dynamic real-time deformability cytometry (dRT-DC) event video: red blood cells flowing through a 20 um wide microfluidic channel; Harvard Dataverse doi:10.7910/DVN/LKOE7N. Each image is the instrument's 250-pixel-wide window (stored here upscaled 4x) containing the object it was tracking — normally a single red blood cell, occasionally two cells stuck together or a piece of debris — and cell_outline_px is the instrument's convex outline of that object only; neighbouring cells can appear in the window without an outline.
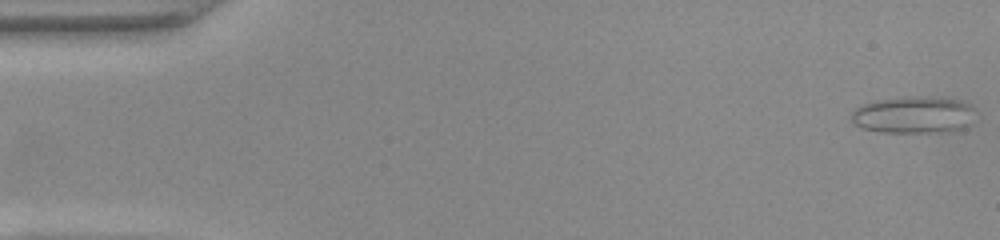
{"species": "common noctule bat (a hibernating species)", "species_latin": "Nyctalus noctula", "temperature_condition": "warm", "stored_images_in_passage": 52, "camera_frame_rate_fps": 3000, "um_per_image_px": 0.085, "animal": {"sex": "female", "body_mass_g": 22.0, "forearm_length_mm": 56.7}, "frame": {"image": 1, "passage_image": 1, "time_ms": 0.0, "image_size_px": [1000, 240], "cell_outline_px": [[976, 108], [972, 124], [964, 128], [940, 132], [880, 132], [864, 128], [852, 124], [852, 112], [856, 108], [864, 104], [876, 100], [904, 96], [932, 96], [960, 100], [972, 104]], "centroid_in_image_um": [77.72, 9.75], "position_along_channel_um": 7.3, "area_um2": 27.22}}
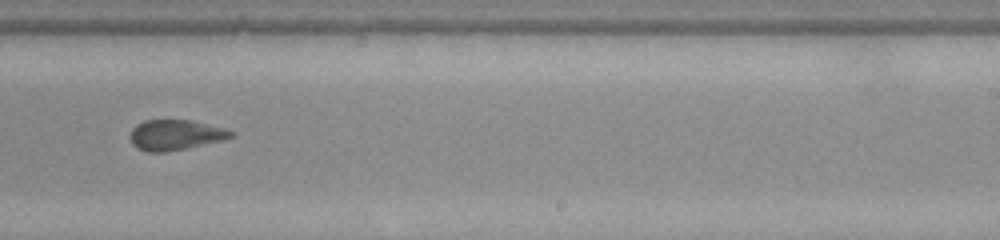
{"frame": {"image": 2, "passage_image": 32, "time_ms": 10.333, "image_size_px": [1000, 240], "cell_outline_px": [[236, 136], [224, 140], [188, 148], [168, 152], [148, 152], [136, 148], [132, 144], [132, 128], [136, 124], [144, 120], [192, 120], [224, 128], [236, 132]], "centroid_in_image_um": [14.96, 11.47], "position_along_channel_um": 274.0, "area_um2": 18.03}}
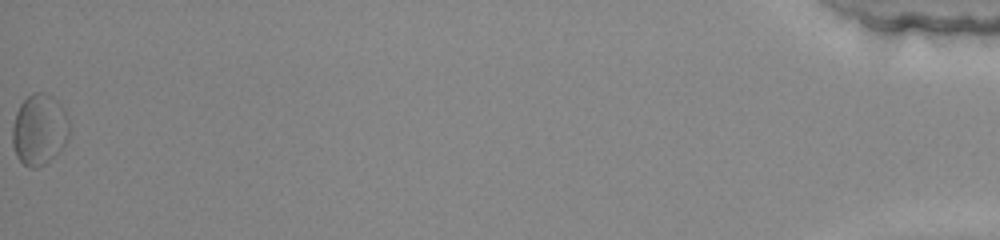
{"frame": {"image": 3, "passage_image": 52, "time_ms": 17.0, "image_size_px": [1000, 240], "cell_outline_px": [[68, 140], [44, 164], [36, 168], [28, 168], [16, 156], [12, 144], [12, 128], [16, 112], [20, 104], [32, 92], [44, 92], [52, 96], [64, 108], [68, 120]], "centroid_in_image_um": [3.31, 10.99], "position_along_channel_um": 431.9, "area_um2": 23.41}, "authors_computed_cell_mechanics": {"area_um2": 18.4382, "velocity_mm_per_s": 3.9301, "shape_relaxation_time_tau1_ms": null, "shape_relaxation_time_tau2_ms": 1.3046, "deformation_change_tau1": null, "deformation_change_tau2": 0.0662}}